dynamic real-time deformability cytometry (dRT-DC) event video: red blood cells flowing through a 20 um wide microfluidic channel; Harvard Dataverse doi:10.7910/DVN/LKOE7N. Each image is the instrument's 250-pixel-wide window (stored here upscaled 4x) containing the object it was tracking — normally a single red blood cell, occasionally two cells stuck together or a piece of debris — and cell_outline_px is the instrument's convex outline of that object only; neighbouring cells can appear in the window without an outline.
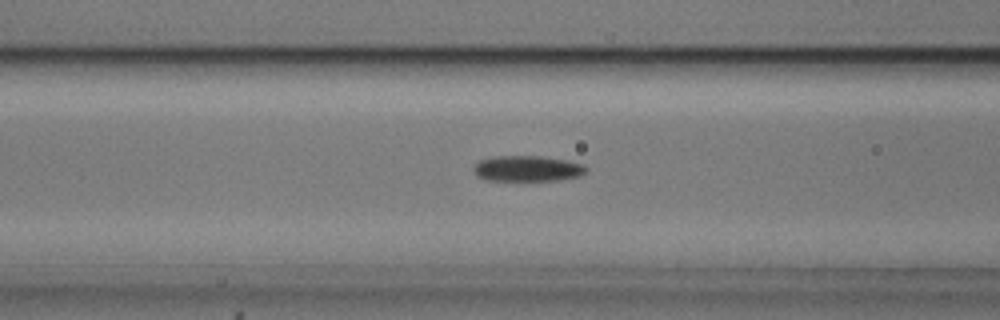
{"species": "common noctule bat (a hibernating species)", "species_latin": "Nyctalus noctula", "temperature_condition": "cold", "stored_images_in_passage": 53, "camera_frame_rate_fps": 3000, "um_per_image_px": 0.085, "animal": {"sex": "male", "body_mass_g": 20.5, "forearm_length_mm": 52.5}, "frame": {"image": 1, "passage_image": 20, "time_ms": 6.333, "image_size_px": [1000, 320], "cell_outline_px": [[588, 168], [580, 176], [560, 180], [484, 180], [476, 176], [472, 168], [480, 160], [496, 156], [540, 156], [564, 160], [584, 164]], "centroid_in_image_um": [44.81, 14.33], "position_along_channel_um": 121.8, "area_um2": 16.82}}
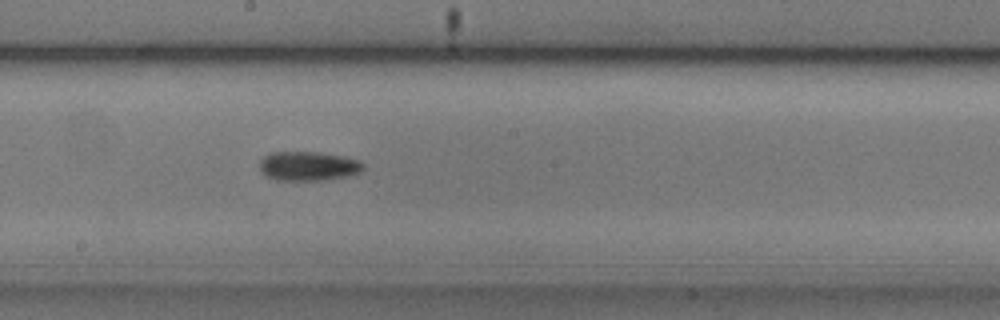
{"frame": {"image": 2, "passage_image": 28, "time_ms": 9.0, "image_size_px": [1000, 320], "cell_outline_px": [[364, 168], [360, 172], [348, 176], [324, 180], [276, 180], [268, 176], [260, 168], [260, 160], [264, 156], [272, 152], [320, 152], [344, 156], [360, 160], [364, 164]], "centroid_in_image_um": [26.25, 14.11], "position_along_channel_um": 222.0, "area_um2": 17.69}}
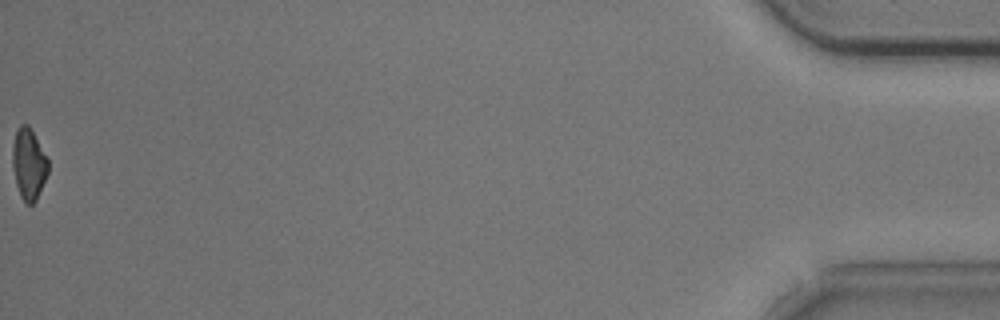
{"frame": {"image": 3, "passage_image": 53, "time_ms": 17.333, "image_size_px": [1000, 320], "cell_outline_px": [[48, 172], [36, 200], [32, 204], [28, 204], [20, 196], [16, 184], [12, 168], [12, 144], [16, 132], [20, 124], [28, 124], [48, 160]], "centroid_in_image_um": [2.42, 13.94], "position_along_channel_um": 432.8, "area_um2": 14.62}, "authors_computed_cell_mechanics": {"area_um2": 16.473, "velocity_mm_per_s": 3.7485, "shape_relaxation_time_tau1_ms": 4.528, "shape_relaxation_time_tau2_ms": null, "deformation_change_tau1": 0.1277, "deformation_change_tau2": null}}